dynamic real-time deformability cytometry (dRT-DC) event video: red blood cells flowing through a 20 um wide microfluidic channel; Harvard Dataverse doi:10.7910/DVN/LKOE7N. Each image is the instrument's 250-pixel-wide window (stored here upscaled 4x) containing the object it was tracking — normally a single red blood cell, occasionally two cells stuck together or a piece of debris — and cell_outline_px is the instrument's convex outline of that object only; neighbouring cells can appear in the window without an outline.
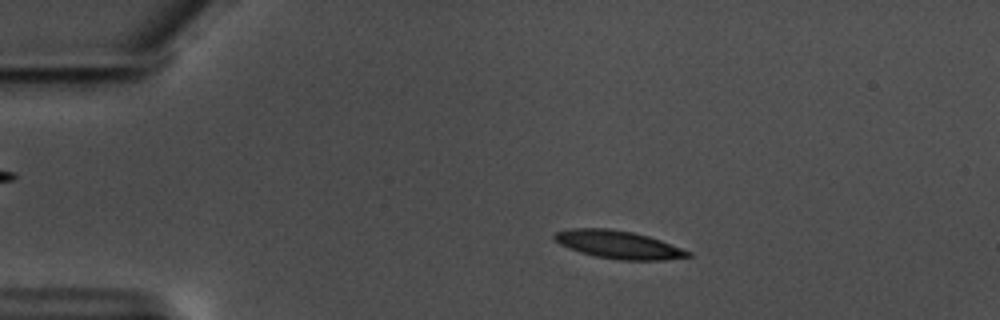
{"species": "common noctule bat (a hibernating species)", "species_latin": "Nyctalus noctula", "temperature_condition": "warm", "stored_images_in_passage": 58, "camera_frame_rate_fps": 3000, "um_per_image_px": 0.085, "animal": {"sex": "male", "body_mass_g": 17.5, "forearm_length_mm": 52.3}, "frame": {"image": 1, "passage_image": 11, "time_ms": 3.333, "image_size_px": [1000, 320], "cell_outline_px": [[692, 256], [664, 260], [620, 260], [596, 256], [580, 252], [568, 248], [560, 244], [552, 236], [556, 232], [572, 228], [608, 228], [632, 232], [648, 236], [660, 240], [692, 252]], "centroid_in_image_um": [52.57, 20.79], "position_along_channel_um": 32.4, "area_um2": 21.62}}
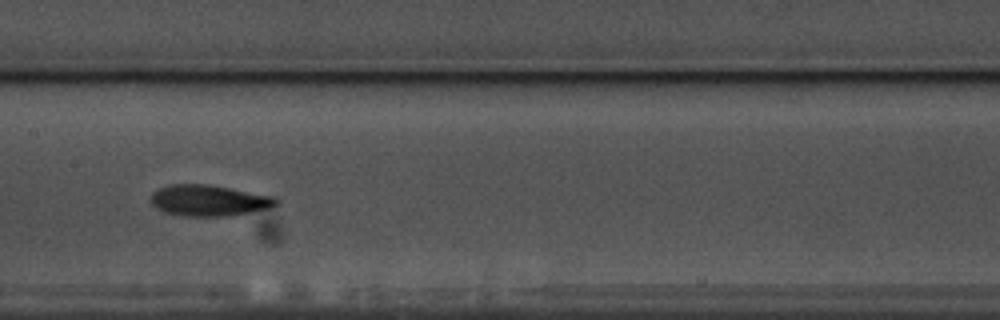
{"frame": {"image": 2, "passage_image": 29, "time_ms": 9.333, "image_size_px": [1000, 320], "cell_outline_px": [[280, 204], [268, 208], [228, 216], [184, 216], [164, 212], [156, 208], [148, 200], [152, 192], [156, 188], [168, 184], [204, 184], [276, 196], [280, 200]], "centroid_in_image_um": [17.72, 17.03], "position_along_channel_um": 189.7, "area_um2": 22.95}}
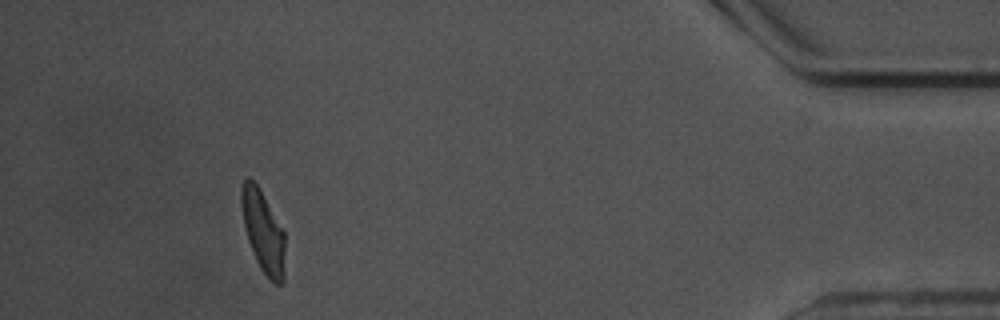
{"frame": {"image": 3, "passage_image": 53, "time_ms": 17.333, "image_size_px": [1000, 320], "cell_outline_px": [[284, 280], [280, 284], [276, 284], [260, 268], [256, 260], [248, 240], [244, 224], [240, 200], [240, 188], [244, 180], [248, 176], [256, 184], [284, 228]], "centroid_in_image_um": [22.36, 19.65], "position_along_channel_um": 412.8, "area_um2": 20.63}, "authors_computed_cell_mechanics": {"area_um2": 21.386, "velocity_mm_per_s": 3.5257, "shape_relaxation_time_tau1_ms": 3.9505, "shape_relaxation_time_tau2_ms": 5.4906, "deformation_change_tau1": 0.1749, "deformation_change_tau2": 0.0966}}